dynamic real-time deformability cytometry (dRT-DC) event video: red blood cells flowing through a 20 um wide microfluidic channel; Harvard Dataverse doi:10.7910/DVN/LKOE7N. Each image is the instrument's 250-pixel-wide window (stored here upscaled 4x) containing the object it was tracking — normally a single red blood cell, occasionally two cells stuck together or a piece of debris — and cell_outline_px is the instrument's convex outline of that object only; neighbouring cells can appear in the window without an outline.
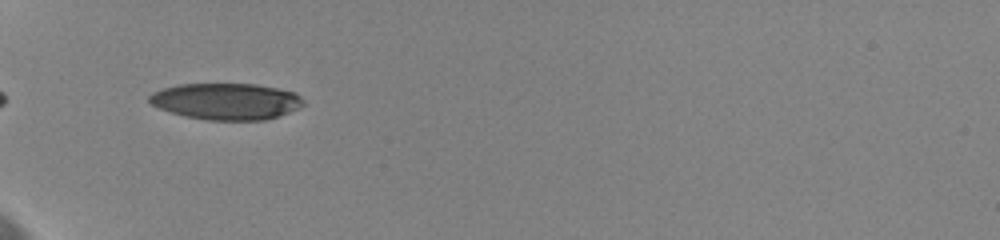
{"species": "human", "species_latin": "Homo sapiens", "temperature_condition": "cold", "stored_images_in_passage": 30, "camera_frame_rate_fps": 3000, "um_per_image_px": 0.085, "donor": {"sex": "female"}, "frame": {"image": 1, "passage_image": 1, "time_ms": 0.0, "image_size_px": [1000, 240], "cell_outline_px": [[304, 104], [288, 112], [264, 120], [208, 120], [188, 116], [172, 112], [160, 108], [152, 104], [148, 100], [148, 96], [152, 92], [176, 84], [256, 84], [296, 92], [304, 100]], "centroid_in_image_um": [19.22, 8.6], "position_along_channel_um": 65.8, "area_um2": 32.48}}
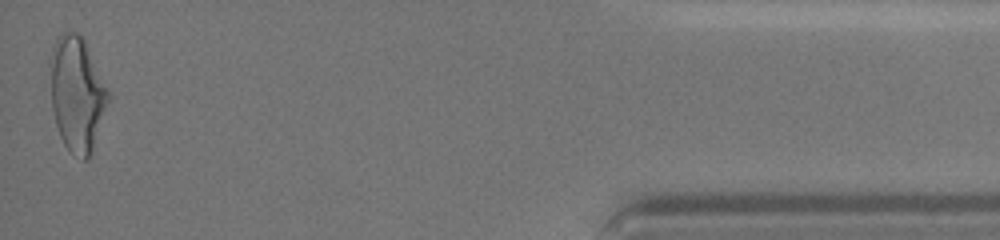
{"frame": {"image": 2, "passage_image": 30, "time_ms": 12.0, "image_size_px": [1000, 240], "cell_outline_px": [[112, 92], [88, 160], [84, 160], [72, 152], [64, 144], [60, 136], [56, 124], [52, 108], [48, 64], [52, 48], [56, 36], [60, 32], [80, 32]], "centroid_in_image_um": [6.54, 7.89], "position_along_channel_um": 428.7, "area_um2": 39.42}, "authors_computed_cell_mechanics": {"area_um2": 34.969, "velocity_mm_per_s": 3.6077, "shape_relaxation_time_tau1_ms": 4.6725, "shape_relaxation_time_tau2_ms": 1.0814, "deformation_change_tau1": 0.1678, "deformation_change_tau2": 0.0611}}